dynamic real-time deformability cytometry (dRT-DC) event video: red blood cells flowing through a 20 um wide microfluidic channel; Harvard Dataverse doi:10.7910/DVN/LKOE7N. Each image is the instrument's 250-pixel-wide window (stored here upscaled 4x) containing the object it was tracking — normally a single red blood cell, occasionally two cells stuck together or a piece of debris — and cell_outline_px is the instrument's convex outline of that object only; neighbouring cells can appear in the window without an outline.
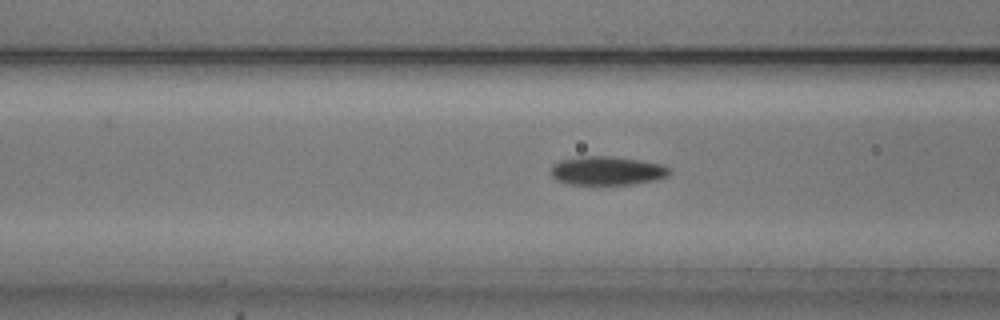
{"species": "common noctule bat (a hibernating species)", "species_latin": "Nyctalus noctula", "temperature_condition": "cold", "stored_images_in_passage": 40, "camera_frame_rate_fps": 3000, "um_per_image_px": 0.085, "animal": {"sex": "male", "body_mass_g": 20.5, "forearm_length_mm": 52.5}, "frame": {"image": 1, "passage_image": 7, "time_ms": 2.0, "image_size_px": [1000, 320], "cell_outline_px": [[672, 172], [668, 176], [656, 180], [632, 184], [568, 184], [556, 180], [552, 176], [552, 164], [560, 160], [580, 156], [612, 156], [640, 160], [660, 164], [672, 168]], "centroid_in_image_um": [51.63, 14.51], "position_along_channel_um": 115.0, "area_um2": 20.0}}
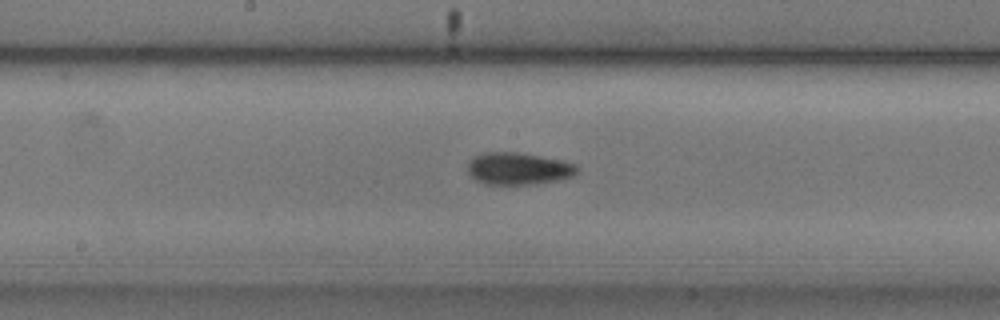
{"frame": {"image": 2, "passage_image": 14, "time_ms": 4.333, "image_size_px": [1000, 320], "cell_outline_px": [[580, 168], [572, 176], [556, 180], [532, 184], [488, 184], [476, 180], [468, 172], [468, 164], [476, 156], [484, 152], [516, 152], [540, 156], [560, 160], [576, 164]], "centroid_in_image_um": [44.07, 14.33], "position_along_channel_um": 204.1, "area_um2": 20.17}}
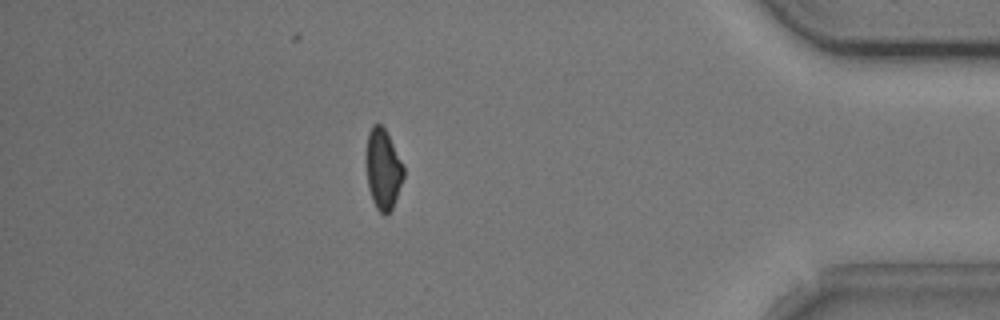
{"frame": {"image": 3, "passage_image": 33, "time_ms": 10.667, "image_size_px": [1000, 320], "cell_outline_px": [[404, 176], [392, 208], [384, 216], [376, 208], [372, 200], [368, 188], [364, 160], [364, 156], [368, 132], [372, 124], [380, 124], [384, 128], [404, 164]], "centroid_in_image_um": [32.52, 14.35], "position_along_channel_um": 402.7, "area_um2": 17.92}, "authors_computed_cell_mechanics": {"area_um2": 19.074, "velocity_mm_per_s": 3.7975, "shape_relaxation_time_tau1_ms": 3.2638, "shape_relaxation_time_tau2_ms": 5.4719, "deformation_change_tau1": 0.1318, "deformation_change_tau2": 0.1239}}